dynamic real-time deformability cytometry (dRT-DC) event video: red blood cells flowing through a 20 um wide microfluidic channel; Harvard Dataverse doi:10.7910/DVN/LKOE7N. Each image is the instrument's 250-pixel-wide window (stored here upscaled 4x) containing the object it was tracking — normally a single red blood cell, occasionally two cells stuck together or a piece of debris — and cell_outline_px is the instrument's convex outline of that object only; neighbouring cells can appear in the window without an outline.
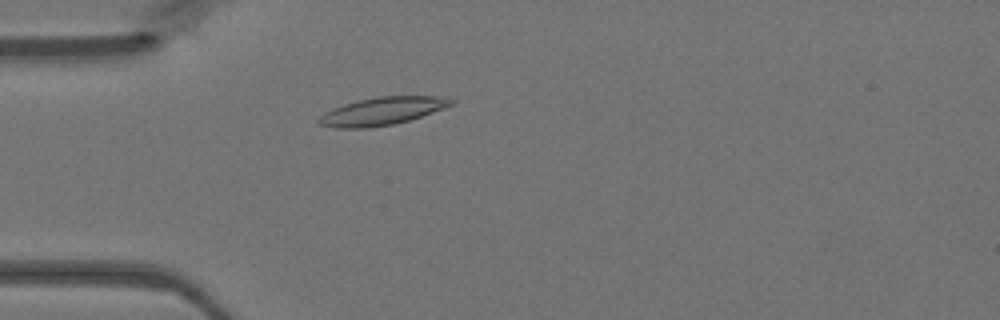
{"species": "Egyptian fruit bat (a non-hibernating species)", "species_latin": "Rousettus aegyptiacus", "temperature_condition": "warm", "stored_images_in_passage": 45, "camera_frame_rate_fps": 3000, "um_per_image_px": 0.085, "animal": {"sex": "female"}, "frame": {"image": 1, "passage_image": 11, "time_ms": 3.333, "image_size_px": [1000, 320], "cell_outline_px": [[456, 100], [452, 104], [444, 108], [408, 120], [392, 124], [368, 128], [336, 128], [316, 124], [316, 120], [324, 112], [332, 108], [344, 104], [376, 96], [448, 96]], "centroid_in_image_um": [32.46, 9.44], "position_along_channel_um": 52.5, "area_um2": 21.5}}
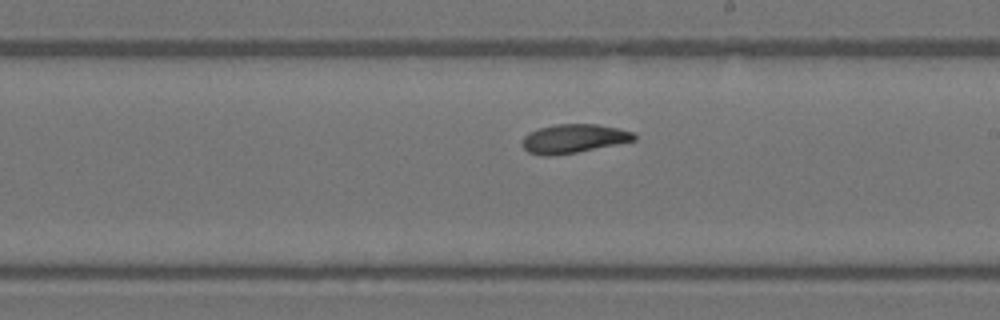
{"frame": {"image": 2, "passage_image": 25, "time_ms": 8.0, "image_size_px": [1000, 320], "cell_outline_px": [[636, 140], [576, 152], [552, 156], [544, 156], [528, 152], [524, 148], [524, 136], [528, 132], [540, 128], [556, 124], [596, 124], [616, 128], [632, 132], [636, 136]], "centroid_in_image_um": [48.74, 11.78], "position_along_channel_um": 240.3, "area_um2": 18.5}}
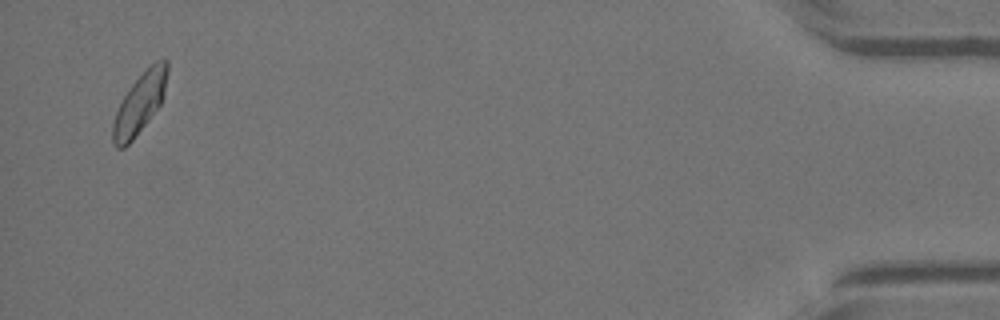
{"frame": {"image": 3, "passage_image": 44, "time_ms": 14.333, "image_size_px": [1000, 320], "cell_outline_px": [[168, 72], [160, 104], [148, 120], [132, 140], [124, 148], [116, 148], [112, 144], [112, 124], [116, 112], [128, 88], [156, 60], [168, 60]], "centroid_in_image_um": [11.84, 8.82], "position_along_channel_um": 423.4, "area_um2": 18.67}}